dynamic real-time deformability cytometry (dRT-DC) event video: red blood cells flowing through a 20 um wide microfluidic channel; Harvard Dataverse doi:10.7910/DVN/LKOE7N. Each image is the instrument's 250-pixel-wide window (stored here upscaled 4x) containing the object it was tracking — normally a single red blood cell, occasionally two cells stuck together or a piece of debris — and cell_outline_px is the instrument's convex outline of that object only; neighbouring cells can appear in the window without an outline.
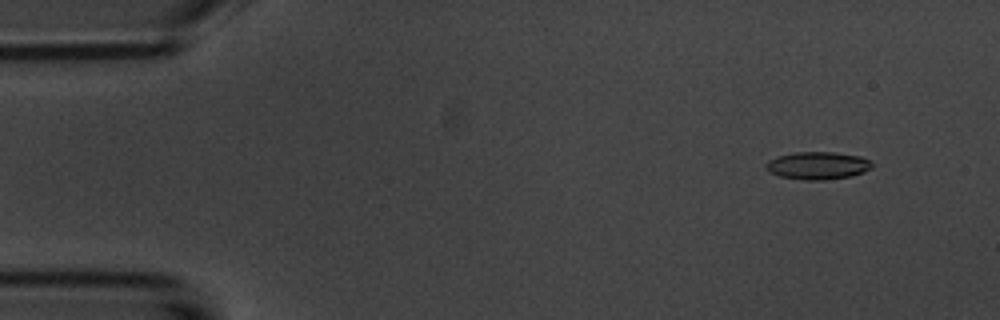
{"species": "common noctule bat (a hibernating species)", "species_latin": "Nyctalus noctula", "temperature_condition": "room temperature", "stored_images_in_passage": 50, "camera_frame_rate_fps": 3000, "um_per_image_px": 0.085, "animal": {"sex": "male", "body_mass_g": 20.1, "forearm_length_mm": 53.5}, "frame": {"image": 1, "passage_image": 1, "time_ms": 0.0, "image_size_px": [1000, 320], "cell_outline_px": [[872, 168], [864, 172], [852, 176], [824, 180], [804, 180], [780, 176], [768, 172], [764, 164], [768, 160], [776, 156], [796, 152], [832, 152], [860, 156], [868, 160], [872, 164]], "centroid_in_image_um": [69.47, 14.07], "position_along_channel_um": 15.5, "area_um2": 17.17}}
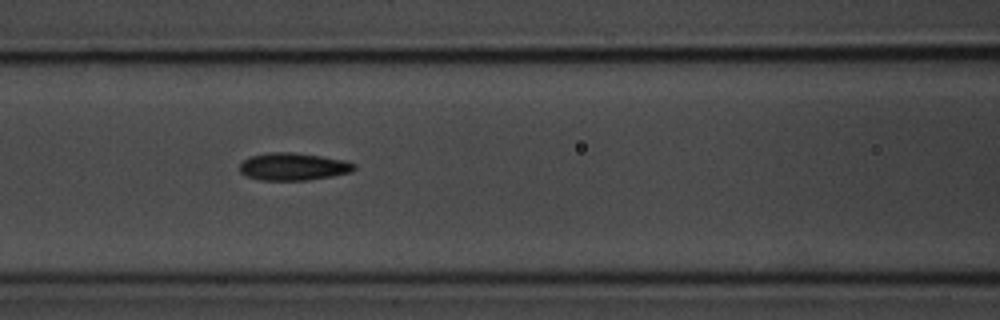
{"frame": {"image": 2, "passage_image": 19, "time_ms": 6.0, "image_size_px": [1000, 320], "cell_outline_px": [[356, 168], [352, 172], [332, 176], [308, 180], [260, 180], [248, 176], [240, 172], [240, 164], [248, 156], [272, 152], [292, 152], [320, 156], [344, 160], [356, 164]], "centroid_in_image_um": [24.94, 14.16], "position_along_channel_um": 141.7, "area_um2": 18.32}}
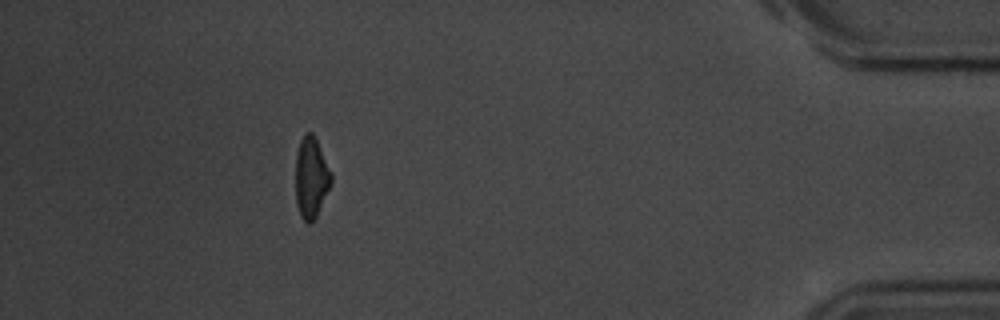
{"frame": {"image": 3, "passage_image": 45, "time_ms": 14.667, "image_size_px": [1000, 320], "cell_outline_px": [[332, 180], [316, 216], [308, 224], [300, 216], [296, 204], [296, 152], [300, 140], [304, 132], [312, 132], [332, 172]], "centroid_in_image_um": [26.43, 15.06], "position_along_channel_um": 408.8, "area_um2": 16.65}, "authors_computed_cell_mechanics": {"area_um2": 17.629, "velocity_mm_per_s": 3.7252, "shape_relaxation_time_tau1_ms": 2.5412, "shape_relaxation_time_tau2_ms": 4.3471, "deformation_change_tau1": 0.114, "deformation_change_tau2": 0.1058}}